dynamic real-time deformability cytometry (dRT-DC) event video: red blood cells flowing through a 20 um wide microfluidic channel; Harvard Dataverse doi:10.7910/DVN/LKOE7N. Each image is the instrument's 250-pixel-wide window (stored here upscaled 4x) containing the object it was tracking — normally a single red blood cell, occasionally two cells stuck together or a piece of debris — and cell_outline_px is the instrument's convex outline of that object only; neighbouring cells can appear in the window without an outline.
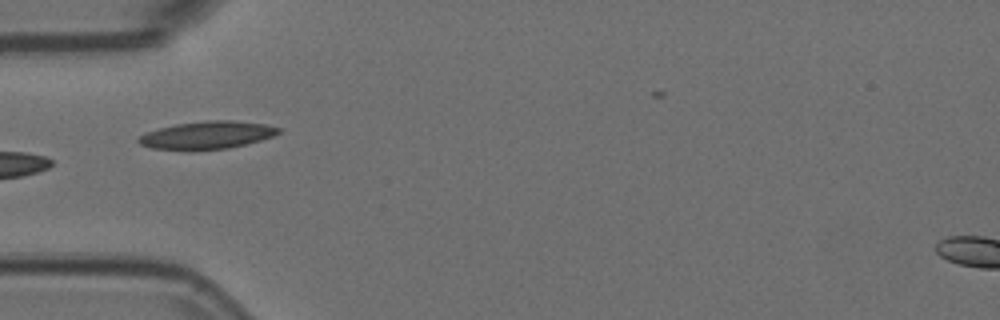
{"species": "Egyptian fruit bat (a non-hibernating species)", "species_latin": "Rousettus aegyptiacus", "temperature_condition": "room temperature", "stored_images_in_passage": 10, "camera_frame_rate_fps": 3000, "um_per_image_px": 0.085, "animal": {"sex": "female"}, "frame": {"image": 1, "passage_image": 4, "time_ms": 1.0, "image_size_px": [1000, 320], "cell_outline_px": [[280, 132], [272, 136], [260, 140], [228, 148], [192, 152], [188, 152], [152, 148], [140, 144], [136, 140], [140, 136], [148, 132], [160, 128], [176, 124], [204, 120], [232, 120], [264, 124], [280, 128]], "centroid_in_image_um": [17.55, 11.51], "position_along_channel_um": 67.4, "area_um2": 22.89}}
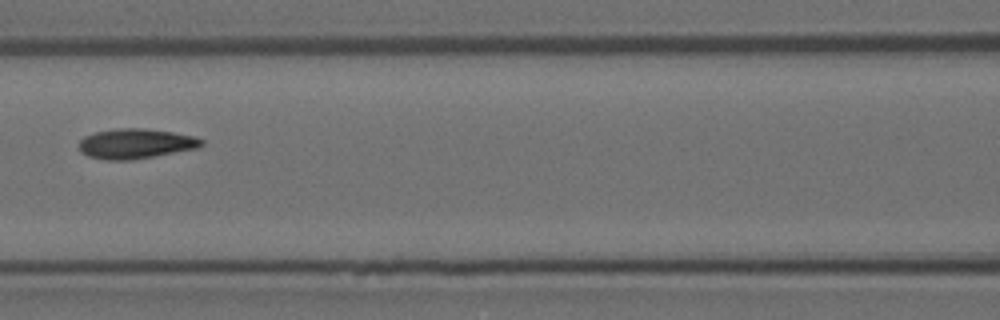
{"frame": {"image": 2, "passage_image": 6, "time_ms": 1.667, "image_size_px": [1000, 320], "cell_outline_px": [[204, 144], [196, 148], [132, 160], [108, 160], [88, 156], [80, 152], [80, 140], [84, 136], [96, 132], [120, 128], [144, 128], [172, 132], [196, 136], [204, 140]], "centroid_in_image_um": [11.54, 12.21], "position_along_channel_um": 155.1, "area_um2": 21.27}}
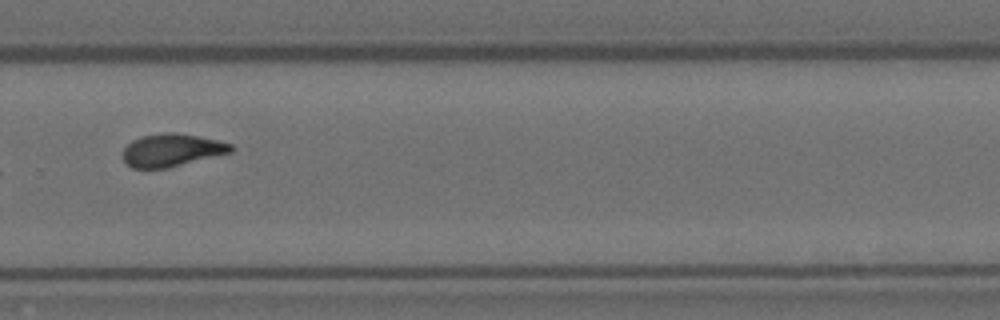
{"frame": {"image": 3, "passage_image": 10, "time_ms": 3.0, "image_size_px": [1000, 320], "cell_outline_px": [[236, 148], [232, 152], [168, 168], [132, 168], [124, 160], [124, 148], [132, 140], [140, 136], [164, 132], [176, 132], [216, 140], [232, 144]], "centroid_in_image_um": [14.61, 12.75], "position_along_channel_um": 315.2, "area_um2": 20.58}}